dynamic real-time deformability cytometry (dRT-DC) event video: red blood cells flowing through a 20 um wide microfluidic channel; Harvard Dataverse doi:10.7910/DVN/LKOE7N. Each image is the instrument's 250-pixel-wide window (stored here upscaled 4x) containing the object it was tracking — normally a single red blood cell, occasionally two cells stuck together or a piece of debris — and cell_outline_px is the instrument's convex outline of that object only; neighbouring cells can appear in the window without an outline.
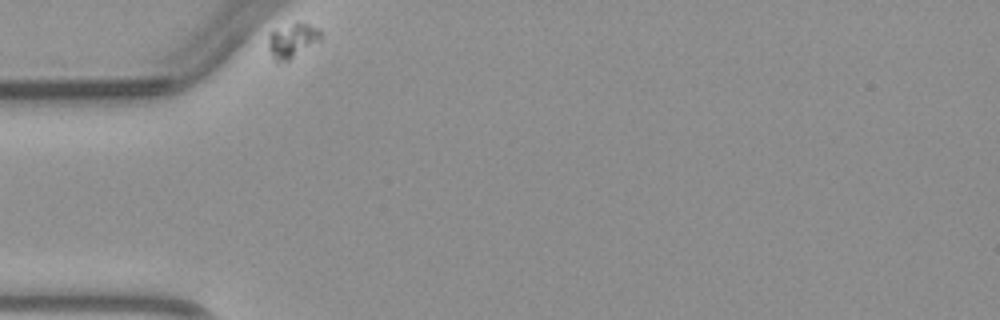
{"species": "common noctule bat (a hibernating species)", "species_latin": "Nyctalus noctula", "temperature_condition": "warm", "stored_images_in_passage": 4, "camera_frame_rate_fps": 3000, "um_per_image_px": 0.085, "animal": {"sex": "male", "body_mass_g": 23.1, "forearm_length_mm": 52.7}, "frame": {"image": 1, "passage_image": 1, "time_ms": 0.0, "image_size_px": [1000, 320], "cell_outline_px": [[320, 40], [288, 60], [276, 64], [272, 60], [268, 48], [268, 32], [296, 20], [320, 28]], "centroid_in_image_um": [24.78, 3.42], "position_along_channel_um": 60.2, "area_um2": 10.87}}